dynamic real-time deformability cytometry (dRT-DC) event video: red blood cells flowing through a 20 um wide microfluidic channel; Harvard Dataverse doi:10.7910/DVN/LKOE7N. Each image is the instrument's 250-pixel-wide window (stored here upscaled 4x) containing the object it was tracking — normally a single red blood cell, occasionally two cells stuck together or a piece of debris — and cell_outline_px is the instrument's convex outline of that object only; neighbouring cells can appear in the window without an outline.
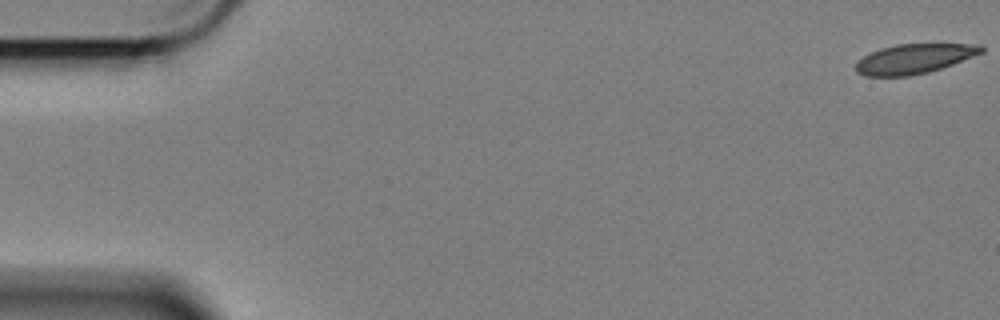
{"species": "Egyptian fruit bat (a non-hibernating species)", "species_latin": "Rousettus aegyptiacus", "temperature_condition": "cold", "stored_images_in_passage": 51, "camera_frame_rate_fps": 3000, "um_per_image_px": 0.085, "animal": {"sex": "female"}, "frame": {"image": 1, "passage_image": 1, "time_ms": 0.0, "image_size_px": [1000, 320], "cell_outline_px": [[984, 52], [952, 64], [928, 72], [908, 76], [864, 76], [856, 72], [856, 60], [880, 48], [896, 44], [980, 44], [984, 48]], "centroid_in_image_um": [77.68, 4.99], "position_along_channel_um": 7.3, "area_um2": 21.62}}
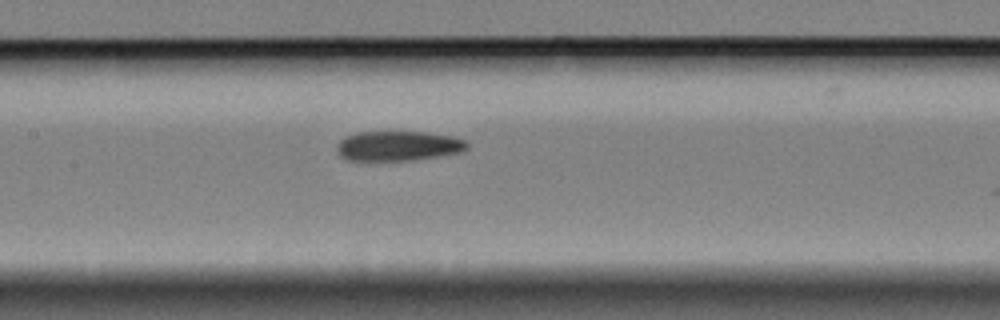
{"frame": {"image": 2, "passage_image": 28, "time_ms": 9.0, "image_size_px": [1000, 320], "cell_outline_px": [[468, 148], [460, 152], [412, 160], [348, 160], [340, 156], [336, 148], [336, 144], [344, 136], [356, 132], [428, 132], [452, 136], [464, 140], [468, 144]], "centroid_in_image_um": [33.81, 12.39], "position_along_channel_um": 173.6, "area_um2": 22.6}}
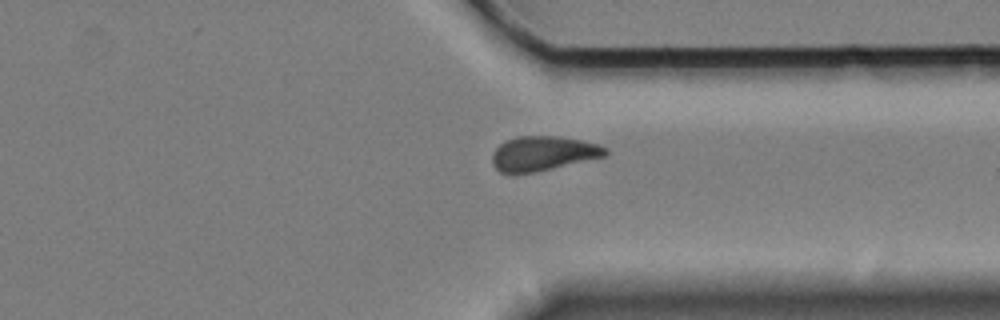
{"frame": {"image": 3, "passage_image": 45, "time_ms": 14.667, "image_size_px": [1000, 320], "cell_outline_px": [[608, 152], [604, 156], [536, 172], [512, 176], [500, 172], [492, 164], [492, 156], [496, 148], [504, 140], [516, 136], [560, 136], [600, 144], [608, 148]], "centroid_in_image_um": [46.11, 13.06], "position_along_channel_um": 365.3, "area_um2": 23.18}, "authors_computed_cell_mechanics": {"area_um2": 23.3512, "velocity_mm_per_s": 3.3873, "shape_relaxation_time_tau1_ms": 7.5819, "shape_relaxation_time_tau2_ms": 2.7942, "deformation_change_tau1": 0.1373, "deformation_change_tau2": 0.0613}}